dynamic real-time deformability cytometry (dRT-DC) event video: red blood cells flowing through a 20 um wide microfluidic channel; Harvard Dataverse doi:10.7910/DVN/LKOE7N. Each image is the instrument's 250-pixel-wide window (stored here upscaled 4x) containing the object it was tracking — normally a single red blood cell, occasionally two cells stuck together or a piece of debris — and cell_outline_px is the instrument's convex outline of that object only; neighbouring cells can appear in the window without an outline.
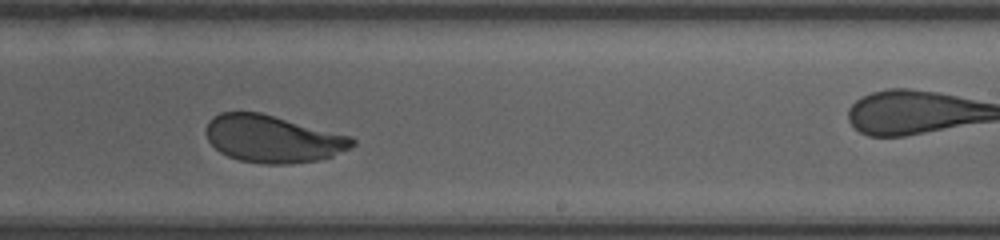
{"species": "human", "species_latin": "Homo sapiens", "temperature_condition": "room temperature", "stored_images_in_passage": 18, "camera_frame_rate_fps": 3000, "um_per_image_px": 0.085, "donor": {"sex": "female"}, "frame": {"image": 1, "passage_image": 11, "time_ms": 3.333, "image_size_px": [1000, 240], "cell_outline_px": [[356, 144], [352, 148], [332, 156], [316, 160], [288, 164], [260, 164], [240, 160], [228, 156], [220, 152], [208, 140], [204, 132], [208, 120], [212, 116], [220, 112], [260, 112], [352, 136], [356, 140]], "centroid_in_image_um": [23.18, 11.8], "position_along_channel_um": 265.8, "area_um2": 40.58}}
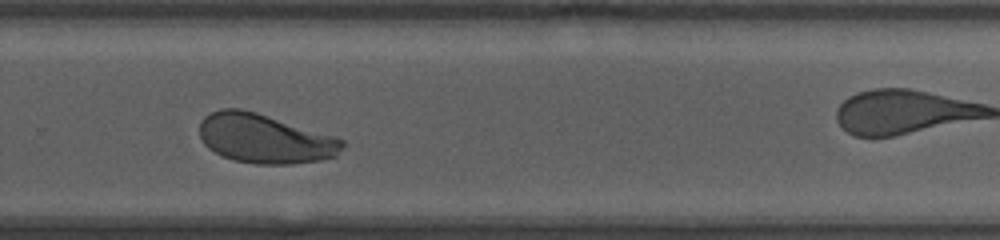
{"frame": {"image": 2, "passage_image": 13, "time_ms": 4.0, "image_size_px": [1000, 240], "cell_outline_px": [[344, 148], [336, 156], [320, 160], [292, 164], [256, 164], [236, 160], [224, 156], [208, 148], [204, 144], [200, 136], [200, 120], [204, 116], [220, 108], [240, 108], [256, 112], [336, 136], [344, 140]], "centroid_in_image_um": [22.52, 11.77], "position_along_channel_um": 307.3, "area_um2": 41.1}}